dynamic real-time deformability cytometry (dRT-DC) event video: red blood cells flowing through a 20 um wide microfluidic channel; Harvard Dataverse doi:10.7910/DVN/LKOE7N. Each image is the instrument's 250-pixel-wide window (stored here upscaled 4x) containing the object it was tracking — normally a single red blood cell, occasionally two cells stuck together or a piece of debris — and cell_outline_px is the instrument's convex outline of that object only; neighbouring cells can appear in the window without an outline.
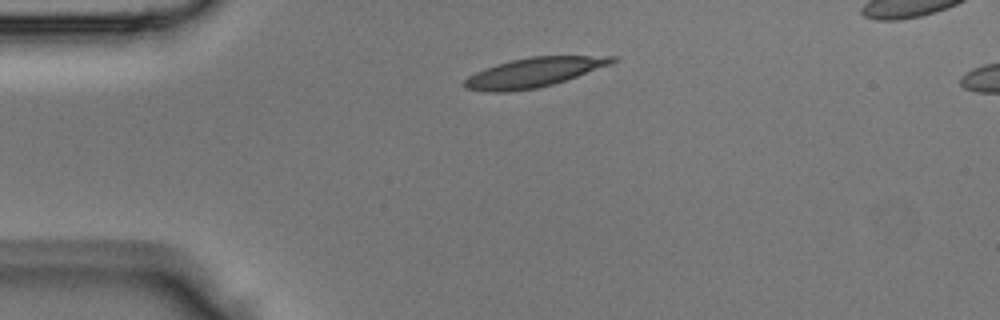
{"species": "Egyptian fruit bat (a non-hibernating species)", "species_latin": "Rousettus aegyptiacus", "temperature_condition": "room temperature", "stored_images_in_passage": 2, "camera_frame_rate_fps": 3000, "um_per_image_px": 0.085, "animal": {"sex": "male"}, "frame": {"image": 1, "passage_image": 1, "time_ms": 0.0, "image_size_px": [1000, 320], "cell_outline_px": [[620, 60], [612, 64], [552, 84], [536, 88], [508, 92], [484, 92], [464, 88], [464, 80], [468, 76], [484, 68], [496, 64], [512, 60], [532, 56], [620, 56]], "centroid_in_image_um": [45.37, 6.15], "position_along_channel_um": 39.6, "area_um2": 25.32}}